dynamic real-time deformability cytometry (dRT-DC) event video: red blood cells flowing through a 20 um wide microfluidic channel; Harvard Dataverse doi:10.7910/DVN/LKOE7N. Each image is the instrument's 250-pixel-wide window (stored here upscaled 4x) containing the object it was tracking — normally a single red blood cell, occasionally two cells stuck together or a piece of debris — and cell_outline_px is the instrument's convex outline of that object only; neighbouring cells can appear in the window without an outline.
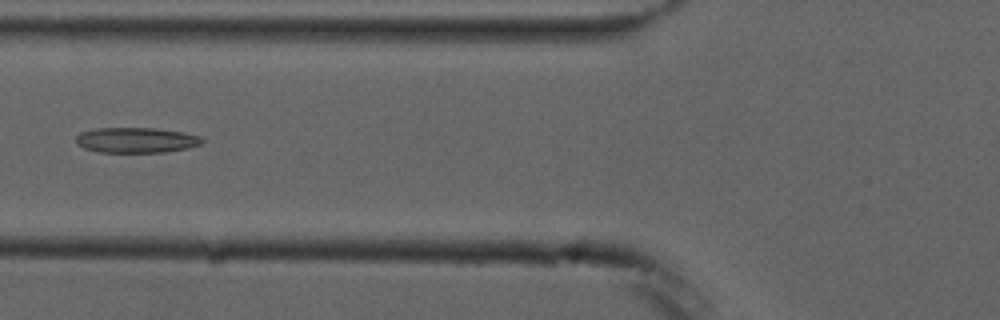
{"species": "common noctule bat (a hibernating species)", "species_latin": "Nyctalus noctula", "temperature_condition": "cold", "stored_images_in_passage": 4, "camera_frame_rate_fps": 3000, "um_per_image_px": 0.085, "animal": {"sex": "male", "forearm_length_mm": 52.5}, "frame": {"image": 1, "passage_image": 4, "time_ms": 3.667, "image_size_px": [1000, 320], "cell_outline_px": [[204, 140], [200, 144], [188, 148], [164, 152], [100, 152], [84, 148], [76, 144], [76, 136], [80, 132], [96, 128], [156, 128], [180, 132], [200, 136]], "centroid_in_image_um": [11.54, 11.91], "position_along_channel_um": 114.3, "area_um2": 18.55}}